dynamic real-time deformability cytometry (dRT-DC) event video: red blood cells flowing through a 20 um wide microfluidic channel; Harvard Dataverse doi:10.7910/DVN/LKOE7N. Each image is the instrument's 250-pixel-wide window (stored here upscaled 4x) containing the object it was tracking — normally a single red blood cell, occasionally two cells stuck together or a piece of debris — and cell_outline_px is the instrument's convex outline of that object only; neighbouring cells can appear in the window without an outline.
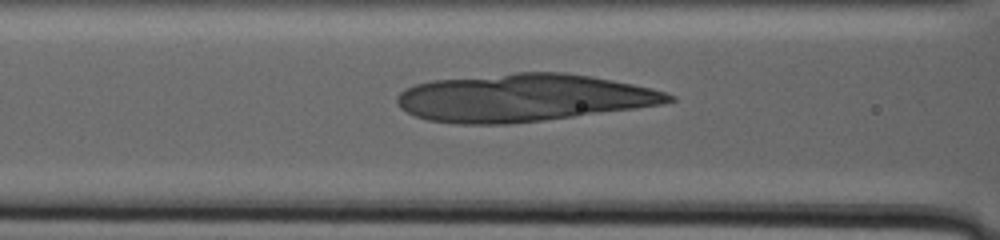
{"species": "human", "species_latin": "Homo sapiens", "temperature_condition": "warm", "stored_images_in_passage": 61, "segment_of_instrument_passage": [3, 3], "camera_frame_rate_fps": 3000, "um_per_image_px": 0.085, "donor": {"sex": "male"}, "frame": {"image": 1, "passage_image": 24, "time_ms": 7.667, "image_size_px": [1000, 240], "cell_outline_px": [[668, 100], [648, 104], [560, 116], [528, 120], [440, 120], [424, 116], [412, 112], [404, 108], [400, 104], [400, 96], [404, 92], [412, 88], [424, 84], [452, 80], [512, 76], [580, 76], [624, 84], [644, 88], [668, 96]], "centroid_in_image_um": [44.39, 8.31], "position_along_channel_um": 122.2, "area_um2": 64.27}}
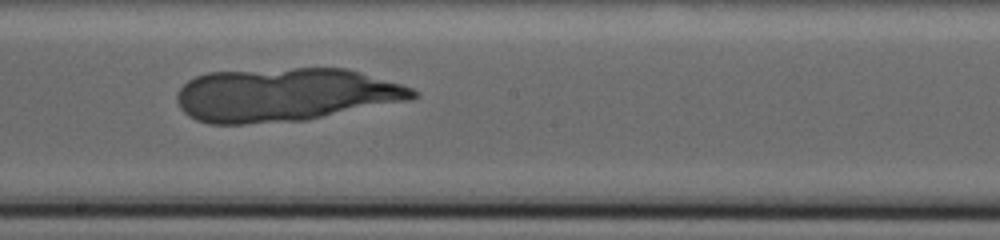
{"frame": {"image": 2, "passage_image": 38, "time_ms": 12.333, "image_size_px": [1000, 240], "cell_outline_px": [[412, 96], [312, 116], [256, 120], [204, 120], [188, 112], [184, 108], [180, 100], [180, 92], [192, 80], [200, 76], [220, 72], [308, 68], [332, 68], [348, 72], [408, 88], [412, 92]], "centroid_in_image_um": [24.07, 7.96], "position_along_channel_um": 224.1, "area_um2": 64.68}}
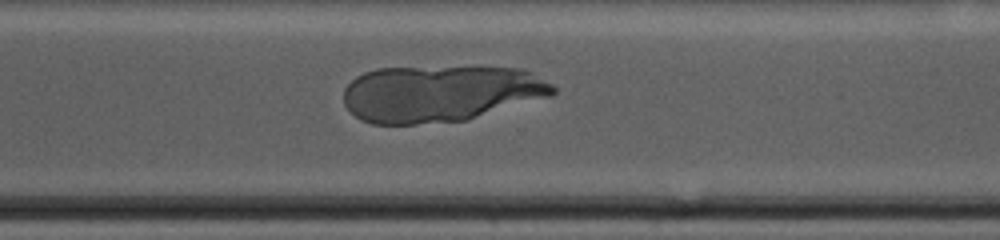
{"frame": {"image": 3, "passage_image": 53, "time_ms": 17.333, "image_size_px": [1000, 240], "cell_outline_px": [[552, 92], [460, 120], [408, 124], [380, 124], [364, 120], [352, 112], [348, 104], [348, 88], [360, 76], [368, 72], [388, 68], [500, 68], [512, 72], [544, 84], [552, 88]], "centroid_in_image_um": [37.16, 7.97], "position_along_channel_um": 333.4, "area_um2": 63.06}}